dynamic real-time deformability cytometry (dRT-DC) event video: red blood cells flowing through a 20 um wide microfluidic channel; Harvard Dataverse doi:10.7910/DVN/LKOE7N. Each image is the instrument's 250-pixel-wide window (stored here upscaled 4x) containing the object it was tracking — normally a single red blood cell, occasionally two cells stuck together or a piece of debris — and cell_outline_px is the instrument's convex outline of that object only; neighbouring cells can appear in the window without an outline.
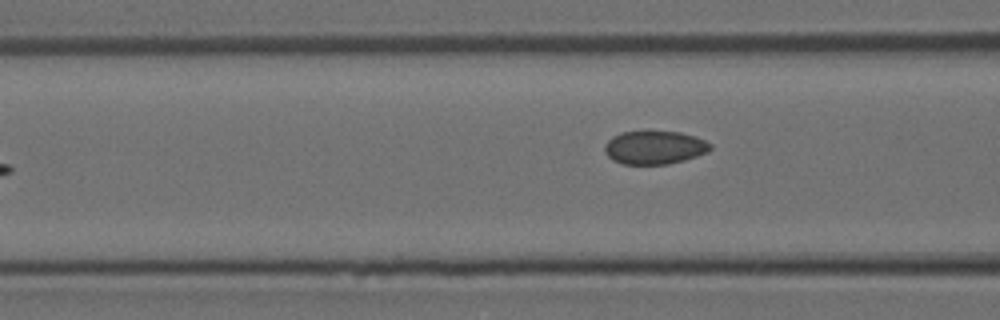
{"species": "Egyptian fruit bat (a non-hibernating species)", "species_latin": "Rousettus aegyptiacus", "temperature_condition": "room temperature", "stored_images_in_passage": 3, "camera_frame_rate_fps": 3000, "um_per_image_px": 0.085, "animal": {"sex": "female"}, "frame": {"image": 1, "passage_image": 3, "time_ms": 0.667, "image_size_px": [1000, 320], "cell_outline_px": [[712, 148], [708, 152], [684, 160], [668, 164], [624, 164], [612, 160], [604, 152], [604, 144], [612, 136], [620, 132], [648, 128], [680, 132], [696, 136], [712, 144]], "centroid_in_image_um": [55.61, 12.48], "position_along_channel_um": 111.0, "area_um2": 21.44}}